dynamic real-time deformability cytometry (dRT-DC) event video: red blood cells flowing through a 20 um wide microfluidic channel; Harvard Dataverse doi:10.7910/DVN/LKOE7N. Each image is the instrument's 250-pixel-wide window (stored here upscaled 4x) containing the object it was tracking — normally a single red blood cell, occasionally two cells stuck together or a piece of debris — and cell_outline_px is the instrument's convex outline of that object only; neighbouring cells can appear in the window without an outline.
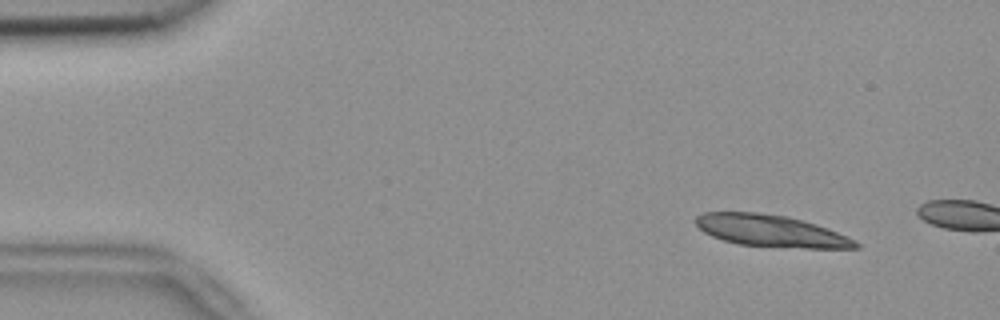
{"species": "common noctule bat (a hibernating species)", "species_latin": "Nyctalus noctula", "temperature_condition": "room temperature", "stored_images_in_passage": 10, "camera_frame_rate_fps": 3000, "um_per_image_px": 0.085, "animal": {"sex": "female", "body_mass_g": 18.4}, "frame": {"image": 1, "passage_image": 6, "time_ms": 1.667, "image_size_px": [1000, 320], "cell_outline_px": [[860, 248], [804, 248], [740, 244], [724, 240], [712, 236], [704, 232], [696, 224], [696, 216], [704, 212], [756, 212], [788, 216], [816, 224], [828, 228], [856, 240], [860, 244]], "centroid_in_image_um": [65.56, 19.62], "position_along_channel_um": 19.4, "area_um2": 29.48}}